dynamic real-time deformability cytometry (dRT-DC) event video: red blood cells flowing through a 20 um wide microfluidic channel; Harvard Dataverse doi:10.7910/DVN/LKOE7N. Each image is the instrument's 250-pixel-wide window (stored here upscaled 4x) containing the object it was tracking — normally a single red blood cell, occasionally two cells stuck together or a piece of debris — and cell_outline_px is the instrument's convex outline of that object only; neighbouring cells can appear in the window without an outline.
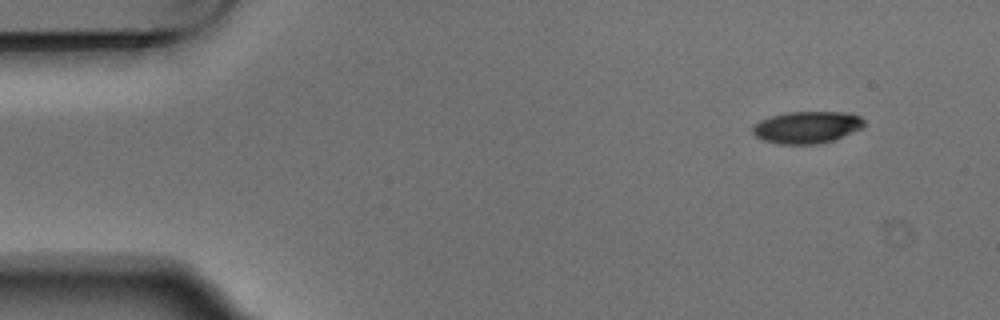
{"species": "Egyptian fruit bat (a non-hibernating species)", "species_latin": "Rousettus aegyptiacus", "temperature_condition": "warm", "stored_images_in_passage": 4, "camera_frame_rate_fps": 3000, "um_per_image_px": 0.085, "animal": {"sex": "male"}, "frame": {"image": 1, "passage_image": 1, "time_ms": 0.0, "image_size_px": [1000, 320], "cell_outline_px": [[864, 124], [860, 128], [852, 132], [832, 140], [816, 144], [780, 144], [764, 140], [756, 136], [752, 132], [752, 128], [760, 120], [772, 116], [788, 112], [852, 112], [860, 116], [864, 120]], "centroid_in_image_um": [68.59, 10.81], "position_along_channel_um": 16.4, "area_um2": 20.58}}
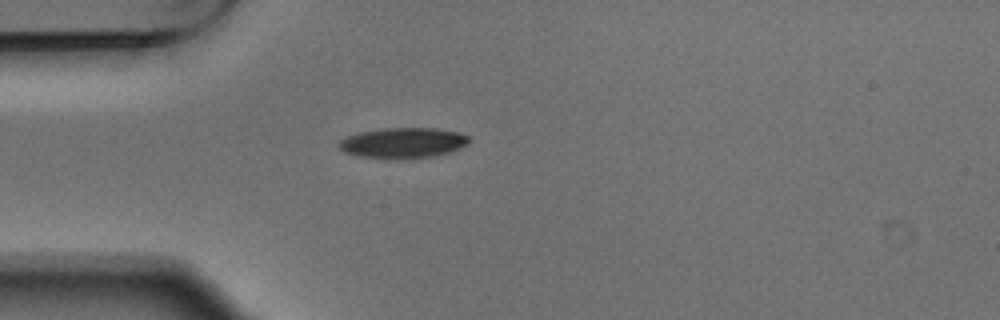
{"frame": {"image": 2, "passage_image": 4, "time_ms": 1.0, "image_size_px": [1000, 320], "cell_outline_px": [[472, 140], [468, 144], [460, 148], [448, 152], [432, 156], [396, 160], [360, 156], [344, 152], [336, 144], [340, 140], [348, 136], [360, 132], [384, 128], [436, 128], [456, 132], [468, 136]], "centroid_in_image_um": [34.25, 12.15], "position_along_channel_um": 50.8, "area_um2": 23.18}}